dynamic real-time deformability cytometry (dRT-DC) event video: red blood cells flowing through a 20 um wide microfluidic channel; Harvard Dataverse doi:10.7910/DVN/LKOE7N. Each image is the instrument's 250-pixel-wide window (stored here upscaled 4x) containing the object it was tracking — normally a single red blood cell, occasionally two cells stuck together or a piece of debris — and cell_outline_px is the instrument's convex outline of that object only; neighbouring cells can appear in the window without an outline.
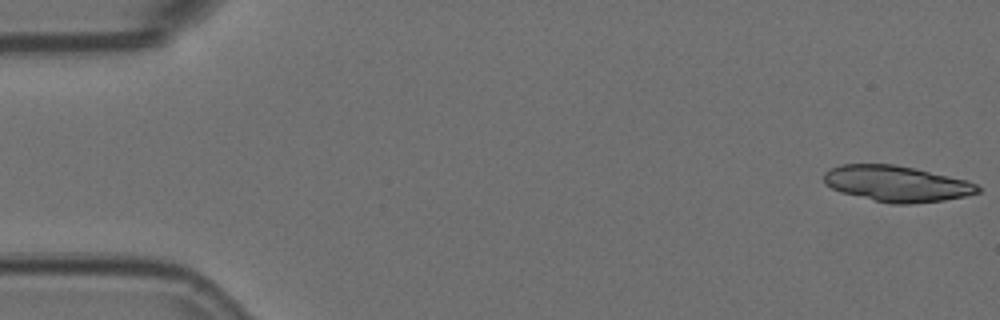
{"species": "Egyptian fruit bat (a non-hibernating species)", "species_latin": "Rousettus aegyptiacus", "temperature_condition": "room temperature", "stored_images_in_passage": 51, "segment_of_instrument_passage": [1, 2], "camera_frame_rate_fps": 3000, "um_per_image_px": 0.085, "animal": {"sex": "female"}, "frame": {"image": 1, "passage_image": 1, "time_ms": 0.0, "image_size_px": [1000, 320], "cell_outline_px": [[980, 192], [964, 196], [944, 200], [908, 204], [892, 204], [840, 192], [824, 184], [824, 172], [840, 164], [896, 164], [968, 180], [976, 184], [980, 188]], "centroid_in_image_um": [76.21, 15.6], "position_along_channel_um": 8.8, "area_um2": 32.14}}